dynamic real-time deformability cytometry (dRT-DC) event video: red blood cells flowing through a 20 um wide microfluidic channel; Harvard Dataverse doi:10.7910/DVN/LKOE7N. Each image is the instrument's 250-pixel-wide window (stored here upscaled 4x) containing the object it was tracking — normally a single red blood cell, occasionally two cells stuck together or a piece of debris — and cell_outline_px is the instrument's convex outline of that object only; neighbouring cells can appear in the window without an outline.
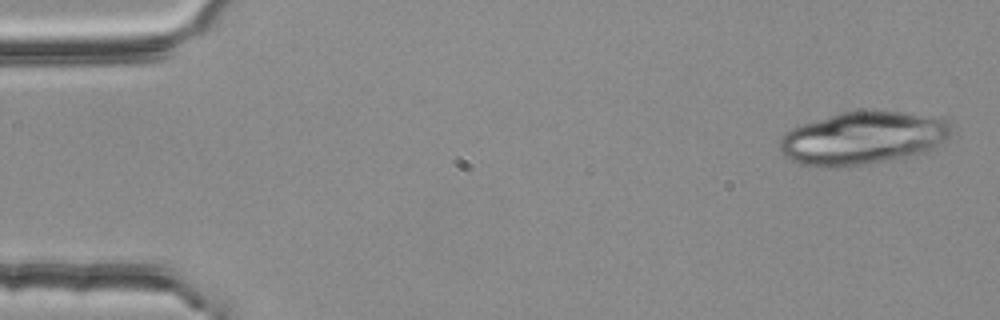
{"species": "common noctule bat (a hibernating species)", "species_latin": "Nyctalus noctula", "temperature_condition": "room temperature", "stored_images_in_passage": 4, "camera_frame_rate_fps": 3000, "um_per_image_px": 0.085, "animal": {"sex": "female", "body_mass_g": 25.1}, "frame": {"image": 1, "passage_image": 1, "time_ms": 0.0, "image_size_px": [1000, 320], "cell_outline_px": [[956, 128], [944, 140], [928, 152], [848, 168], [820, 168], [804, 164], [792, 160], [784, 156], [780, 148], [780, 140], [792, 128], [840, 112], [904, 112], [948, 120]], "centroid_in_image_um": [73.37, 11.77], "position_along_channel_um": 11.6, "area_um2": 52.66}}